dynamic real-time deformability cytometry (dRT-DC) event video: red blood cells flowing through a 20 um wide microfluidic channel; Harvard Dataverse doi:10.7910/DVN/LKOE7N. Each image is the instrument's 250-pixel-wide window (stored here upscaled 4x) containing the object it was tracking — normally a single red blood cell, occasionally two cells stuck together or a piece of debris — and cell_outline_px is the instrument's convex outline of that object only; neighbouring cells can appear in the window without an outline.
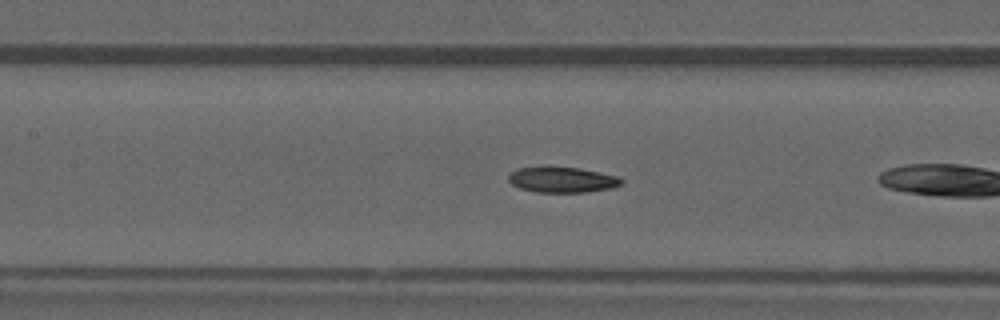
{"species": "common noctule bat (a hibernating species)", "species_latin": "Nyctalus noctula", "temperature_condition": "warm", "stored_images_in_passage": 9, "camera_frame_rate_fps": 3000, "um_per_image_px": 0.085, "animal": {"sex": "male", "forearm_length_mm": 52.5}, "frame": {"image": 1, "passage_image": 8, "time_ms": 2.333, "image_size_px": [1000, 320], "cell_outline_px": [[624, 180], [620, 184], [612, 188], [588, 192], [536, 192], [520, 188], [512, 184], [508, 180], [508, 176], [516, 168], [580, 168], [620, 176]], "centroid_in_image_um": [47.83, 15.29], "position_along_channel_um": 159.6, "area_um2": 16.59}}